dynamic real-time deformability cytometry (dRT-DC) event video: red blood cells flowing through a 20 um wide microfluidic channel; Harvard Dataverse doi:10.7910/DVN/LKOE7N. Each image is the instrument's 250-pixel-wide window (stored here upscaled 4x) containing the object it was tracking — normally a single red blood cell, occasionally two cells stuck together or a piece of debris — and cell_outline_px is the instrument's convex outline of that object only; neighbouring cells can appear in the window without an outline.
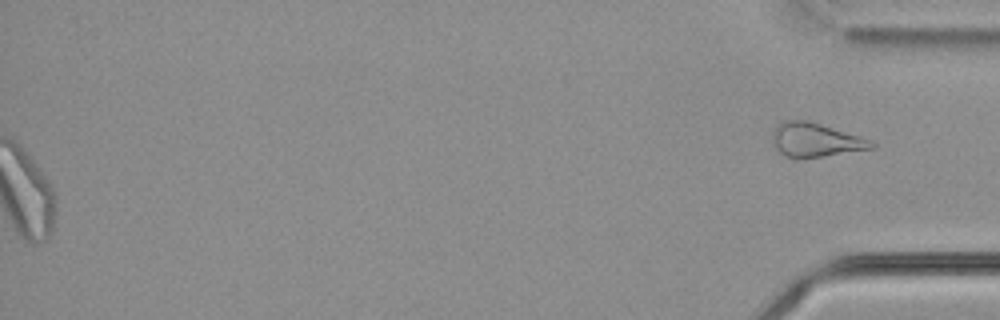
{"species": "common noctule bat (a hibernating species)", "species_latin": "Nyctalus noctula", "temperature_condition": "cold", "stored_images_in_passage": 58, "segment_of_instrument_passage": [2, 2], "camera_frame_rate_fps": 3000, "um_per_image_px": 0.085, "animal": {"sex": "male", "body_mass_g": 21.5, "forearm_length_mm": 52.0}, "frame": {"image": 1, "passage_image": 58, "time_ms": 19.0, "image_size_px": [1000, 320], "cell_outline_px": [[876, 144], [872, 148], [824, 156], [788, 156], [780, 152], [776, 148], [772, 140], [772, 132], [784, 120], [808, 120], [860, 136]], "centroid_in_image_um": [69.31, 11.86], "position_along_channel_um": 365.9, "area_um2": 18.9}}